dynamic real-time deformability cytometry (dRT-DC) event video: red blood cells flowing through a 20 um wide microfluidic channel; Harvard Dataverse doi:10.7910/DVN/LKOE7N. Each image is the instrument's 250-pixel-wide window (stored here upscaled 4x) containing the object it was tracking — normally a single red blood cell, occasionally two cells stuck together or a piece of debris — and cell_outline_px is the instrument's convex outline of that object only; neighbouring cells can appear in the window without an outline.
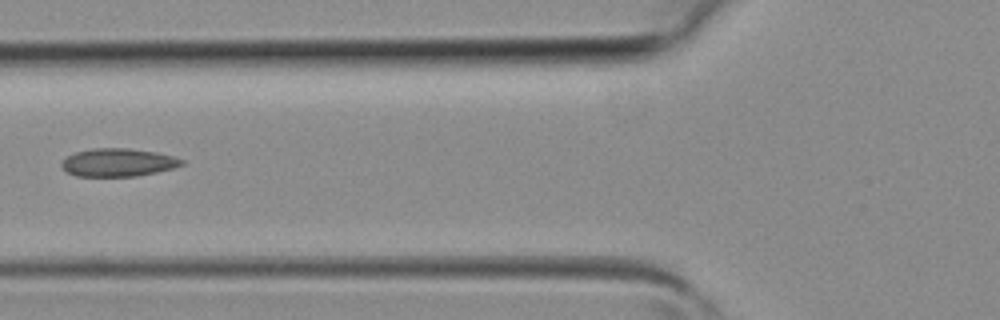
{"species": "common noctule bat (a hibernating species)", "species_latin": "Nyctalus noctula", "temperature_condition": "room temperature", "stored_images_in_passage": 4, "camera_frame_rate_fps": 3000, "um_per_image_px": 0.085, "animal": {"sex": "female", "body_mass_g": 19.3, "forearm_length_mm": 54.1}, "frame": {"image": 1, "passage_image": 4, "time_ms": 1.0, "image_size_px": [1000, 320], "cell_outline_px": [[184, 164], [172, 168], [156, 172], [136, 176], [76, 176], [60, 168], [60, 164], [68, 156], [76, 152], [92, 148], [128, 148], [156, 152], [172, 156], [184, 160]], "centroid_in_image_um": [10.02, 13.81], "position_along_channel_um": 115.8, "area_um2": 19.54}}